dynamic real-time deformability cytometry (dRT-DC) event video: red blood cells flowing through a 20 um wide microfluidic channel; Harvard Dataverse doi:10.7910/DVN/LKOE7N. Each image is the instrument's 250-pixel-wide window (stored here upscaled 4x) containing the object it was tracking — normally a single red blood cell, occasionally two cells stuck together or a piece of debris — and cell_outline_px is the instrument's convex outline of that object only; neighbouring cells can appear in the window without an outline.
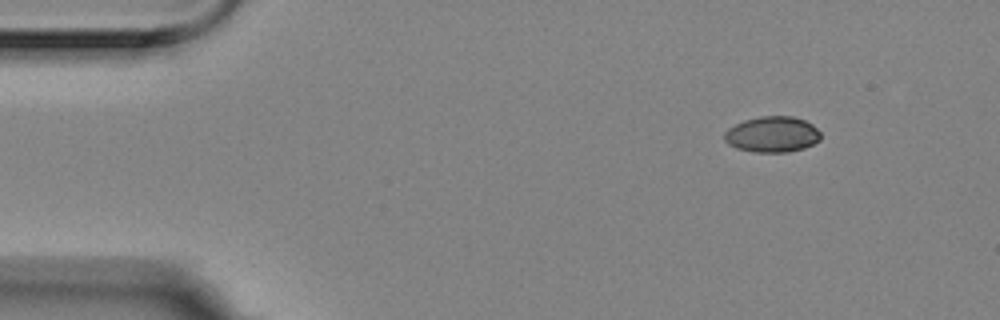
{"species": "Egyptian fruit bat (a non-hibernating species)", "species_latin": "Rousettus aegyptiacus", "temperature_condition": "room temperature", "stored_images_in_passage": 4, "camera_frame_rate_fps": 3000, "um_per_image_px": 0.085, "animal": {"sex": "female"}, "frame": {"image": 1, "passage_image": 1, "time_ms": 0.0, "image_size_px": [1000, 320], "cell_outline_px": [[820, 140], [804, 148], [788, 152], [752, 152], [736, 148], [728, 144], [724, 140], [724, 132], [728, 128], [744, 120], [760, 116], [792, 116], [804, 120], [812, 124], [820, 132]], "centroid_in_image_um": [65.62, 11.42], "position_along_channel_um": 19.4, "area_um2": 20.17}}
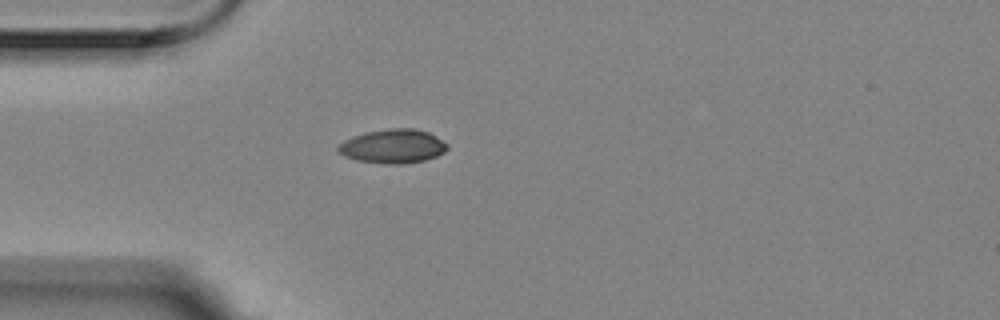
{"frame": {"image": 2, "passage_image": 3, "time_ms": 0.667, "image_size_px": [1000, 320], "cell_outline_px": [[448, 148], [444, 152], [436, 156], [424, 160], [404, 164], [384, 164], [356, 160], [344, 156], [336, 152], [336, 148], [344, 140], [352, 136], [364, 132], [388, 128], [416, 128], [428, 132], [448, 144]], "centroid_in_image_um": [33.36, 12.43], "position_along_channel_um": 51.6, "area_um2": 21.85}}